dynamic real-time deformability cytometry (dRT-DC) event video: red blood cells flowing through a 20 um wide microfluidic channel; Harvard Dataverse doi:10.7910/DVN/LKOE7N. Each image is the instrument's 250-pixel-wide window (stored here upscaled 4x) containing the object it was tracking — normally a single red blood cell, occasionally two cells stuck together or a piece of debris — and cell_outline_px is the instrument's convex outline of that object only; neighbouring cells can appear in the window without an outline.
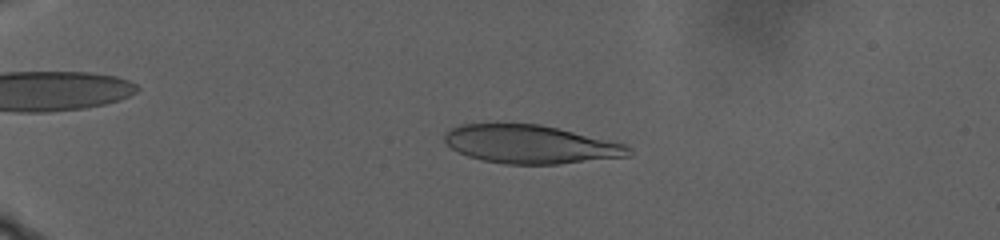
{"species": "human", "species_latin": "Homo sapiens", "temperature_condition": "warm", "stored_images_in_passage": 107, "camera_frame_rate_fps": 3000, "um_per_image_px": 0.085, "donor": {"sex": "male"}, "frame": {"image": 1, "passage_image": 28, "time_ms": 9.0, "image_size_px": [1000, 240], "cell_outline_px": [[632, 156], [556, 164], [504, 164], [484, 160], [468, 156], [452, 148], [444, 140], [444, 132], [460, 124], [540, 124], [624, 144], [632, 148]], "centroid_in_image_um": [45.09, 12.27], "position_along_channel_um": 39.9, "area_um2": 40.81}}
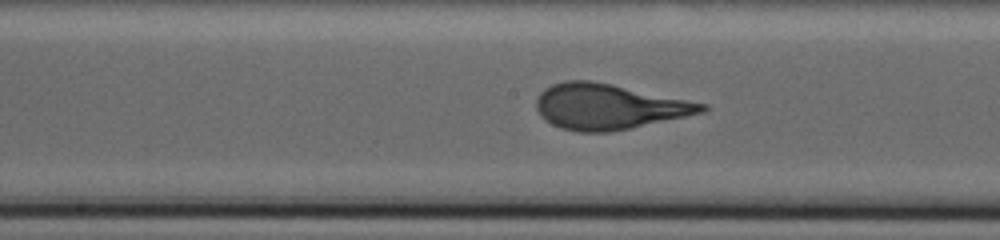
{"frame": {"image": 2, "passage_image": 62, "time_ms": 20.333, "image_size_px": [1000, 240], "cell_outline_px": [[708, 108], [704, 112], [628, 128], [608, 132], [580, 132], [560, 128], [544, 120], [540, 116], [536, 108], [536, 100], [540, 92], [544, 88], [552, 84], [564, 80], [588, 80], [612, 84], [708, 104]], "centroid_in_image_um": [51.68, 9.05], "position_along_channel_um": 196.5, "area_um2": 43.58}}
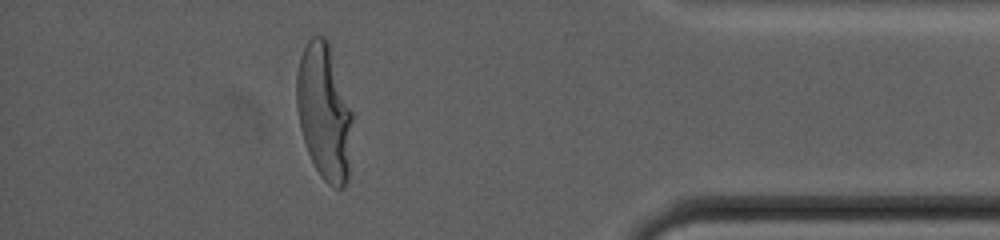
{"frame": {"image": 3, "passage_image": 97, "time_ms": 32.0, "image_size_px": [1000, 240], "cell_outline_px": [[352, 120], [348, 180], [344, 188], [336, 188], [328, 184], [320, 176], [308, 152], [300, 128], [296, 104], [296, 72], [300, 56], [308, 40], [312, 36], [324, 36], [328, 40], [352, 112]], "centroid_in_image_um": [27.54, 9.51], "position_along_channel_um": 407.7, "area_um2": 44.22}}